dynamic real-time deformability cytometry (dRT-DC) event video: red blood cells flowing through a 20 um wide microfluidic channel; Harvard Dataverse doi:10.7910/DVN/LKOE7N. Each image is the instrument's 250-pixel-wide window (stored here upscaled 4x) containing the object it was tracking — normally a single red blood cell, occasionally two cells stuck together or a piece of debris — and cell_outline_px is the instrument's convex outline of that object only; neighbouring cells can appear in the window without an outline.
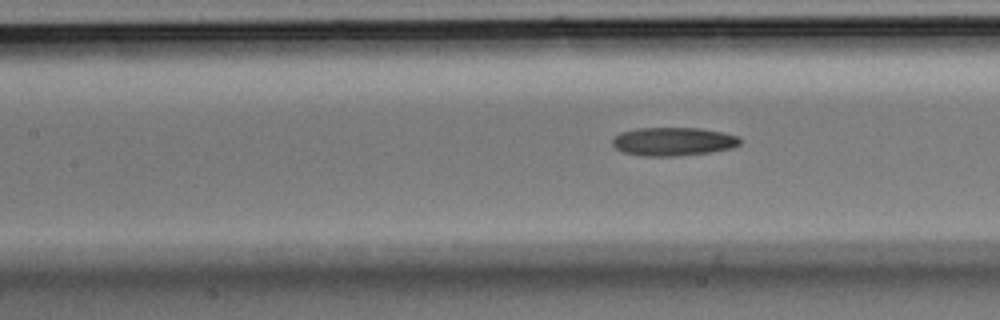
{"species": "Egyptian fruit bat (a non-hibernating species)", "species_latin": "Rousettus aegyptiacus", "temperature_condition": "room temperature", "stored_images_in_passage": 5, "camera_frame_rate_fps": 3000, "um_per_image_px": 0.085, "animal": {"sex": "male"}, "frame": {"image": 1, "passage_image": 5, "time_ms": 1.333, "image_size_px": [1000, 320], "cell_outline_px": [[744, 140], [740, 144], [732, 148], [708, 152], [676, 156], [644, 156], [624, 152], [616, 148], [612, 144], [612, 140], [620, 132], [636, 128], [700, 128], [724, 132], [740, 136]], "centroid_in_image_um": [57.27, 12.02], "position_along_channel_um": 150.1, "area_um2": 21.27}}